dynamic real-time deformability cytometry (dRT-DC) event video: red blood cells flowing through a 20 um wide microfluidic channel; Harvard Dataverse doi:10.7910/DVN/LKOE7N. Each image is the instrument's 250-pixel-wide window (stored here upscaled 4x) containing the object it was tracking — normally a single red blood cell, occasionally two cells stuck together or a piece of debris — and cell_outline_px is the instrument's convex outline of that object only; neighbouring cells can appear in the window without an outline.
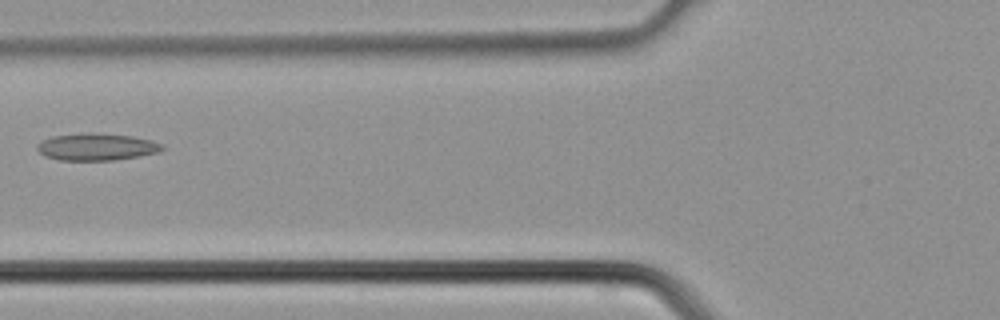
{"species": "common noctule bat (a hibernating species)", "species_latin": "Nyctalus noctula", "temperature_condition": "cold", "stored_images_in_passage": 4, "camera_frame_rate_fps": 3000, "um_per_image_px": 0.085, "animal": {"sex": "male", "body_mass_g": 21.5, "forearm_length_mm": 52.0}, "frame": {"image": 1, "passage_image": 4, "time_ms": 1.0, "image_size_px": [1000, 320], "cell_outline_px": [[164, 148], [160, 152], [140, 156], [112, 160], [60, 160], [44, 156], [36, 148], [36, 144], [52, 136], [88, 132], [92, 132], [132, 136], [152, 140], [164, 144]], "centroid_in_image_um": [8.24, 12.48], "position_along_channel_um": 117.6, "area_um2": 19.88}}